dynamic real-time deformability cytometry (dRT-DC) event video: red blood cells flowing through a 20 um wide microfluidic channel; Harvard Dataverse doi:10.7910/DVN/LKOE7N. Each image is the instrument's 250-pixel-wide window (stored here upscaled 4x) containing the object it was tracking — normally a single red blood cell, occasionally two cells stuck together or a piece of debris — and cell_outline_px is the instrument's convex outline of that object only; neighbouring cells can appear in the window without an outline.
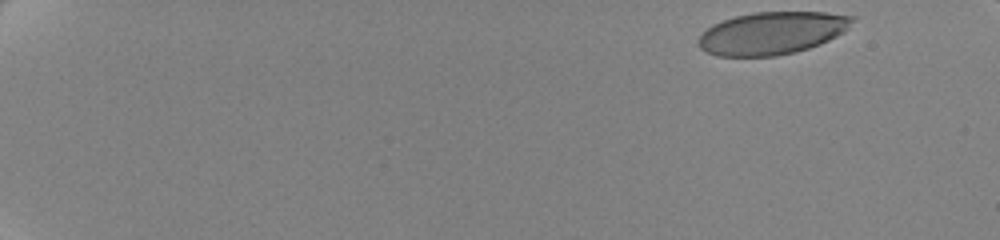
{"species": "human", "species_latin": "Homo sapiens", "temperature_condition": "cold", "stored_images_in_passage": 56, "camera_frame_rate_fps": 3000, "um_per_image_px": 0.085, "donor": {"sex": "female"}, "frame": {"image": 1, "passage_image": 1, "time_ms": 0.0, "image_size_px": [1000, 240], "cell_outline_px": [[856, 16], [848, 28], [844, 32], [820, 44], [796, 52], [776, 56], [716, 56], [700, 48], [696, 44], [700, 36], [712, 24], [736, 16], [752, 12], [824, 12]], "centroid_in_image_um": [65.62, 2.81], "position_along_channel_um": 19.4, "area_um2": 38.15}}
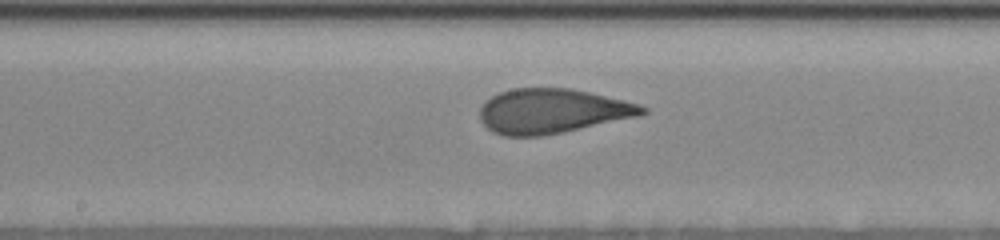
{"frame": {"image": 2, "passage_image": 31, "time_ms": 10.0, "image_size_px": [1000, 240], "cell_outline_px": [[648, 112], [640, 116], [544, 136], [504, 136], [492, 132], [480, 120], [480, 108], [484, 100], [500, 92], [512, 88], [568, 88], [588, 92], [624, 100], [648, 108]], "centroid_in_image_um": [46.91, 9.45], "position_along_channel_um": 201.3, "area_um2": 42.31}}
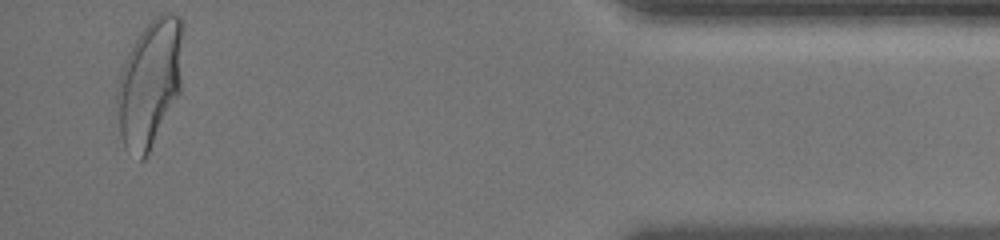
{"frame": {"image": 3, "passage_image": 54, "time_ms": 17.667, "image_size_px": [1000, 240], "cell_outline_px": [[184, 28], [180, 92], [144, 160], [140, 160], [124, 148], [120, 136], [116, 104], [116, 88], [120, 72], [128, 52], [140, 32], [152, 16], [160, 12], [172, 12], [180, 16], [184, 20]], "centroid_in_image_um": [12.74, 6.98], "position_along_channel_um": 422.5, "area_um2": 49.71}, "authors_computed_cell_mechanics": {"area_um2": 42.3096, "velocity_mm_per_s": 3.4876, "shape_relaxation_time_tau1_ms": 5.0414, "shape_relaxation_time_tau2_ms": null, "deformation_change_tau1": 0.1866, "deformation_change_tau2": null}}